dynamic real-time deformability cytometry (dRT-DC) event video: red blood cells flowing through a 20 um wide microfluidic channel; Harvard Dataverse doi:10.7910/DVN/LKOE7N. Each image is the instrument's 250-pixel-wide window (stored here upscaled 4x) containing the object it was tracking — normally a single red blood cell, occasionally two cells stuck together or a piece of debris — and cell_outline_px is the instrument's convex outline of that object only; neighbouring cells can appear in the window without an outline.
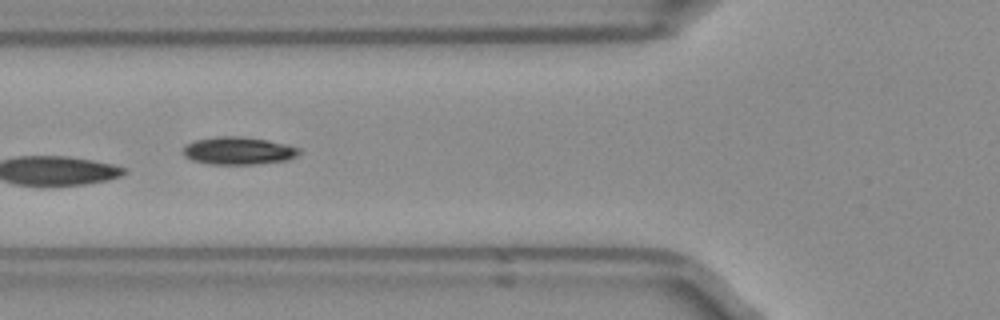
{"species": "Egyptian fruit bat (a non-hibernating species)", "species_latin": "Rousettus aegyptiacus", "temperature_condition": "room temperature", "stored_images_in_passage": 6, "camera_frame_rate_fps": 3000, "um_per_image_px": 0.085, "frame": {"image": 1, "passage_image": 6, "time_ms": 1.667, "image_size_px": [1000, 320], "cell_outline_px": [[300, 152], [296, 156], [288, 160], [256, 164], [208, 164], [192, 160], [184, 156], [184, 148], [188, 144], [196, 140], [216, 136], [240, 136], [264, 140], [284, 144], [300, 148]], "centroid_in_image_um": [20.26, 12.82], "position_along_channel_um": 105.5, "area_um2": 18.5}}